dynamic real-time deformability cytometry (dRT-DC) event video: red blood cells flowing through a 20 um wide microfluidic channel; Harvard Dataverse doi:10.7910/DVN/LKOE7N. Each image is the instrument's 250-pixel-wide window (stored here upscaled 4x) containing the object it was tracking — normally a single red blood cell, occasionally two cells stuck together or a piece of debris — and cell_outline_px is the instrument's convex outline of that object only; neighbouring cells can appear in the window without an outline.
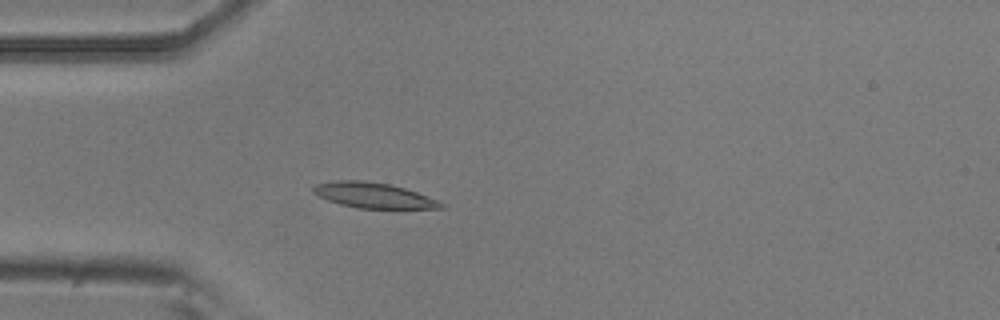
{"species": "common noctule bat (a hibernating species)", "species_latin": "Nyctalus noctula", "temperature_condition": "room temperature", "stored_images_in_passage": 52, "camera_frame_rate_fps": 3000, "um_per_image_px": 0.085, "animal": {"sex": "male", "body_mass_g": 20.5, "forearm_length_mm": 52.5}, "frame": {"image": 1, "passage_image": 14, "time_ms": 4.333, "image_size_px": [1000, 320], "cell_outline_px": [[444, 208], [356, 208], [340, 204], [328, 200], [312, 192], [312, 188], [316, 184], [336, 180], [364, 180], [388, 184], [404, 188], [416, 192], [436, 200], [444, 204]], "centroid_in_image_um": [31.7, 16.6], "position_along_channel_um": 53.3, "area_um2": 18.61}}
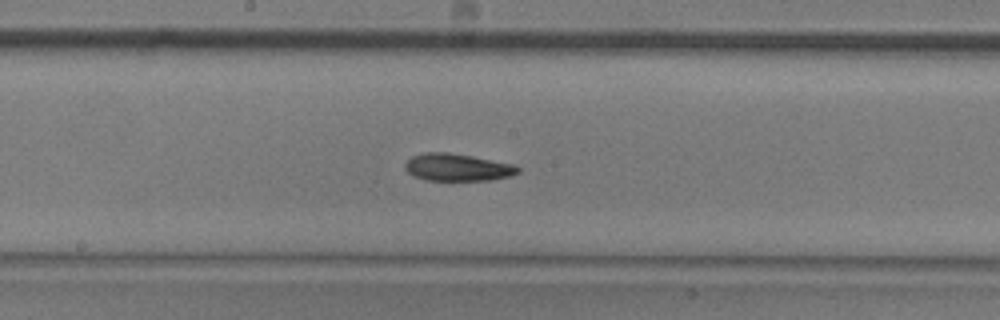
{"frame": {"image": 2, "passage_image": 27, "time_ms": 8.667, "image_size_px": [1000, 320], "cell_outline_px": [[520, 172], [508, 176], [492, 180], [424, 180], [412, 176], [404, 168], [404, 164], [412, 156], [424, 152], [448, 152], [472, 156], [512, 164], [520, 168]], "centroid_in_image_um": [38.84, 14.22], "position_along_channel_um": 209.4, "area_um2": 17.98}}
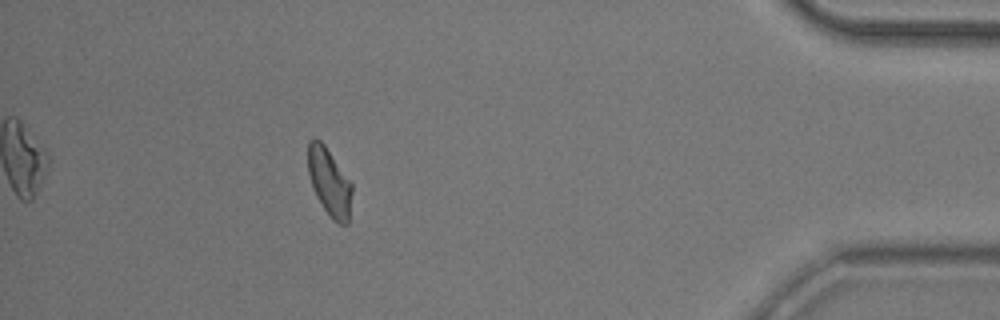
{"frame": {"image": 3, "passage_image": 47, "time_ms": 15.333, "image_size_px": [1000, 320], "cell_outline_px": [[352, 192], [348, 224], [340, 224], [332, 220], [316, 196], [312, 188], [308, 172], [308, 140], [316, 136], [324, 144], [352, 180]], "centroid_in_image_um": [28.0, 15.44], "position_along_channel_um": 407.2, "area_um2": 17.74}, "authors_computed_cell_mechanics": {"area_um2": 18.1203, "velocity_mm_per_s": 3.7556, "shape_relaxation_time_tau1_ms": 5.3963, "shape_relaxation_time_tau2_ms": 3.1603, "deformation_change_tau1": 0.1298, "deformation_change_tau2": 0.0843}}